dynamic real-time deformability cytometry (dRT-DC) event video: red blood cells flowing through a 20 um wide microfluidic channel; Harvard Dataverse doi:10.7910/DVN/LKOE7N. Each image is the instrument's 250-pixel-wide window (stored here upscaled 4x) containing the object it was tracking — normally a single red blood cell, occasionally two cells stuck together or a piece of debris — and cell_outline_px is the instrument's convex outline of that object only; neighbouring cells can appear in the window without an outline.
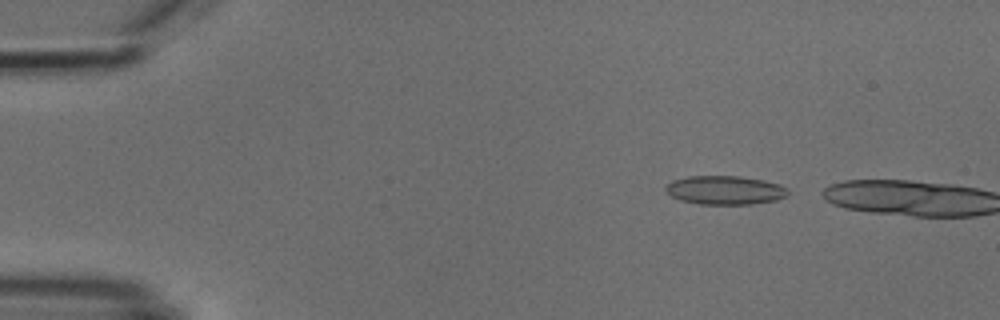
{"species": "common noctule bat (a hibernating species)", "species_latin": "Nyctalus noctula", "temperature_condition": "cold", "stored_images_in_passage": 2, "camera_frame_rate_fps": 3000, "um_per_image_px": 0.085, "animal": {"sex": "male", "body_mass_g": 18.8}, "frame": {"image": 1, "passage_image": 1, "time_ms": 0.0, "image_size_px": [1000, 320], "cell_outline_px": [[788, 196], [776, 200], [752, 204], [700, 204], [680, 200], [672, 196], [664, 188], [672, 180], [688, 176], [740, 176], [764, 180], [780, 184], [788, 188]], "centroid_in_image_um": [61.66, 16.16], "position_along_channel_um": 23.3, "area_um2": 20.58}}